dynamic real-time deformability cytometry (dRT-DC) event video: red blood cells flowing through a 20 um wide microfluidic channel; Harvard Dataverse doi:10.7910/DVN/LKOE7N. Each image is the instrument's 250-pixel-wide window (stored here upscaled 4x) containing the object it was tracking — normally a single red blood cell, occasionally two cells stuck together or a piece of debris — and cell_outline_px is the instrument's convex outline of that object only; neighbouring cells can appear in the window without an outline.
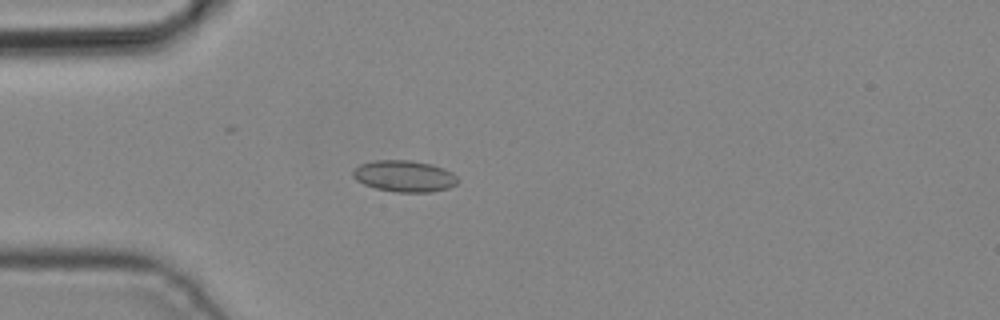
{"species": "common noctule bat (a hibernating species)", "species_latin": "Nyctalus noctula", "temperature_condition": "cold", "stored_images_in_passage": 3, "camera_frame_rate_fps": 3000, "um_per_image_px": 0.085, "animal": {"sex": "male", "body_mass_g": 19.2, "forearm_length_mm": 51.8}, "frame": {"image": 1, "passage_image": 3, "time_ms": 0.667, "image_size_px": [1000, 320], "cell_outline_px": [[456, 184], [448, 188], [432, 192], [396, 192], [376, 188], [364, 184], [356, 180], [352, 176], [352, 172], [360, 164], [376, 160], [412, 160], [432, 164], [444, 168], [452, 172], [456, 176]], "centroid_in_image_um": [34.37, 14.96], "position_along_channel_um": 50.6, "area_um2": 19.19}}